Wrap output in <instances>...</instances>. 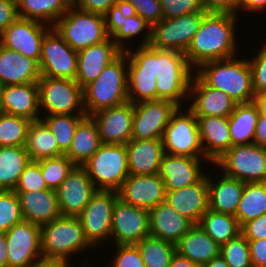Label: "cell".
Listing matches in <instances>:
<instances>
[{"instance_id":"cell-1","label":"cell","mask_w":266,"mask_h":267,"mask_svg":"<svg viewBox=\"0 0 266 267\" xmlns=\"http://www.w3.org/2000/svg\"><path fill=\"white\" fill-rule=\"evenodd\" d=\"M132 49L125 52L128 72L153 73L157 77V100H168L183 107V100L189 99L190 81L194 74L185 54L156 49L151 45Z\"/></svg>"},{"instance_id":"cell-2","label":"cell","mask_w":266,"mask_h":267,"mask_svg":"<svg viewBox=\"0 0 266 267\" xmlns=\"http://www.w3.org/2000/svg\"><path fill=\"white\" fill-rule=\"evenodd\" d=\"M236 20H239L236 14L217 12H209L203 18L185 52L187 62L194 71L206 62L236 56Z\"/></svg>"},{"instance_id":"cell-3","label":"cell","mask_w":266,"mask_h":267,"mask_svg":"<svg viewBox=\"0 0 266 267\" xmlns=\"http://www.w3.org/2000/svg\"><path fill=\"white\" fill-rule=\"evenodd\" d=\"M197 70V71H196ZM194 73L207 85L221 90L236 104L254 100L252 70L248 59L234 56L209 61L200 65Z\"/></svg>"},{"instance_id":"cell-4","label":"cell","mask_w":266,"mask_h":267,"mask_svg":"<svg viewBox=\"0 0 266 267\" xmlns=\"http://www.w3.org/2000/svg\"><path fill=\"white\" fill-rule=\"evenodd\" d=\"M128 101V60L122 52L97 79L83 88L86 116Z\"/></svg>"},{"instance_id":"cell-5","label":"cell","mask_w":266,"mask_h":267,"mask_svg":"<svg viewBox=\"0 0 266 267\" xmlns=\"http://www.w3.org/2000/svg\"><path fill=\"white\" fill-rule=\"evenodd\" d=\"M91 247L78 217L60 216L41 226L42 256L61 258L71 263L73 254Z\"/></svg>"},{"instance_id":"cell-6","label":"cell","mask_w":266,"mask_h":267,"mask_svg":"<svg viewBox=\"0 0 266 267\" xmlns=\"http://www.w3.org/2000/svg\"><path fill=\"white\" fill-rule=\"evenodd\" d=\"M52 27L76 52L109 38L104 15L81 10L73 4Z\"/></svg>"},{"instance_id":"cell-7","label":"cell","mask_w":266,"mask_h":267,"mask_svg":"<svg viewBox=\"0 0 266 267\" xmlns=\"http://www.w3.org/2000/svg\"><path fill=\"white\" fill-rule=\"evenodd\" d=\"M83 167L97 190L118 191L129 176L126 145L102 144Z\"/></svg>"},{"instance_id":"cell-8","label":"cell","mask_w":266,"mask_h":267,"mask_svg":"<svg viewBox=\"0 0 266 267\" xmlns=\"http://www.w3.org/2000/svg\"><path fill=\"white\" fill-rule=\"evenodd\" d=\"M39 106L41 113L48 115H86L83 89L71 79L40 77ZM44 111V112H42Z\"/></svg>"},{"instance_id":"cell-9","label":"cell","mask_w":266,"mask_h":267,"mask_svg":"<svg viewBox=\"0 0 266 267\" xmlns=\"http://www.w3.org/2000/svg\"><path fill=\"white\" fill-rule=\"evenodd\" d=\"M213 165L227 177L245 183H265L266 147L254 143L232 146Z\"/></svg>"},{"instance_id":"cell-10","label":"cell","mask_w":266,"mask_h":267,"mask_svg":"<svg viewBox=\"0 0 266 267\" xmlns=\"http://www.w3.org/2000/svg\"><path fill=\"white\" fill-rule=\"evenodd\" d=\"M178 107L173 113L162 137L166 154L205 158L200 142L198 121L187 107Z\"/></svg>"},{"instance_id":"cell-11","label":"cell","mask_w":266,"mask_h":267,"mask_svg":"<svg viewBox=\"0 0 266 267\" xmlns=\"http://www.w3.org/2000/svg\"><path fill=\"white\" fill-rule=\"evenodd\" d=\"M118 197V191L97 190L78 216L92 248L110 241L113 208Z\"/></svg>"},{"instance_id":"cell-12","label":"cell","mask_w":266,"mask_h":267,"mask_svg":"<svg viewBox=\"0 0 266 267\" xmlns=\"http://www.w3.org/2000/svg\"><path fill=\"white\" fill-rule=\"evenodd\" d=\"M209 12H195L177 18L162 19L151 29L150 45L156 49L185 54L192 38Z\"/></svg>"},{"instance_id":"cell-13","label":"cell","mask_w":266,"mask_h":267,"mask_svg":"<svg viewBox=\"0 0 266 267\" xmlns=\"http://www.w3.org/2000/svg\"><path fill=\"white\" fill-rule=\"evenodd\" d=\"M77 66V52L52 27L41 45V77L75 80Z\"/></svg>"},{"instance_id":"cell-14","label":"cell","mask_w":266,"mask_h":267,"mask_svg":"<svg viewBox=\"0 0 266 267\" xmlns=\"http://www.w3.org/2000/svg\"><path fill=\"white\" fill-rule=\"evenodd\" d=\"M150 235L149 210L135 207L117 198L112 214L111 244L136 245Z\"/></svg>"},{"instance_id":"cell-15","label":"cell","mask_w":266,"mask_h":267,"mask_svg":"<svg viewBox=\"0 0 266 267\" xmlns=\"http://www.w3.org/2000/svg\"><path fill=\"white\" fill-rule=\"evenodd\" d=\"M104 17L108 36L112 37L114 43L122 52L129 49L126 43L130 39L136 38L137 35L139 37L143 34V39L139 41L137 46L150 45L151 25L134 12L129 11L121 1L113 5Z\"/></svg>"},{"instance_id":"cell-16","label":"cell","mask_w":266,"mask_h":267,"mask_svg":"<svg viewBox=\"0 0 266 267\" xmlns=\"http://www.w3.org/2000/svg\"><path fill=\"white\" fill-rule=\"evenodd\" d=\"M178 107L171 101L160 99L134 104L131 140L162 139Z\"/></svg>"},{"instance_id":"cell-17","label":"cell","mask_w":266,"mask_h":267,"mask_svg":"<svg viewBox=\"0 0 266 267\" xmlns=\"http://www.w3.org/2000/svg\"><path fill=\"white\" fill-rule=\"evenodd\" d=\"M7 267H30L42 256L41 226L23 220L6 233Z\"/></svg>"},{"instance_id":"cell-18","label":"cell","mask_w":266,"mask_h":267,"mask_svg":"<svg viewBox=\"0 0 266 267\" xmlns=\"http://www.w3.org/2000/svg\"><path fill=\"white\" fill-rule=\"evenodd\" d=\"M51 28L43 22L18 17L1 33V45L39 62L43 38Z\"/></svg>"},{"instance_id":"cell-19","label":"cell","mask_w":266,"mask_h":267,"mask_svg":"<svg viewBox=\"0 0 266 267\" xmlns=\"http://www.w3.org/2000/svg\"><path fill=\"white\" fill-rule=\"evenodd\" d=\"M134 104L104 108L89 115L96 123L102 144H124L131 140Z\"/></svg>"},{"instance_id":"cell-20","label":"cell","mask_w":266,"mask_h":267,"mask_svg":"<svg viewBox=\"0 0 266 267\" xmlns=\"http://www.w3.org/2000/svg\"><path fill=\"white\" fill-rule=\"evenodd\" d=\"M97 191L83 166H74L56 190L61 216L78 217Z\"/></svg>"},{"instance_id":"cell-21","label":"cell","mask_w":266,"mask_h":267,"mask_svg":"<svg viewBox=\"0 0 266 267\" xmlns=\"http://www.w3.org/2000/svg\"><path fill=\"white\" fill-rule=\"evenodd\" d=\"M188 101L190 105L186 107L195 117H229L236 105L227 94L207 86L195 73L190 81Z\"/></svg>"},{"instance_id":"cell-22","label":"cell","mask_w":266,"mask_h":267,"mask_svg":"<svg viewBox=\"0 0 266 267\" xmlns=\"http://www.w3.org/2000/svg\"><path fill=\"white\" fill-rule=\"evenodd\" d=\"M165 185L159 174L129 175L118 190L119 198L135 207L151 210L165 201Z\"/></svg>"},{"instance_id":"cell-23","label":"cell","mask_w":266,"mask_h":267,"mask_svg":"<svg viewBox=\"0 0 266 267\" xmlns=\"http://www.w3.org/2000/svg\"><path fill=\"white\" fill-rule=\"evenodd\" d=\"M207 161L206 158L165 153L158 173L164 181L165 191L177 190L199 182L207 174L203 172L205 167H201L202 162L210 164Z\"/></svg>"},{"instance_id":"cell-24","label":"cell","mask_w":266,"mask_h":267,"mask_svg":"<svg viewBox=\"0 0 266 267\" xmlns=\"http://www.w3.org/2000/svg\"><path fill=\"white\" fill-rule=\"evenodd\" d=\"M122 51L109 37L102 43L92 45L77 52L76 82L83 89L99 77L106 66L114 61Z\"/></svg>"},{"instance_id":"cell-25","label":"cell","mask_w":266,"mask_h":267,"mask_svg":"<svg viewBox=\"0 0 266 267\" xmlns=\"http://www.w3.org/2000/svg\"><path fill=\"white\" fill-rule=\"evenodd\" d=\"M165 201L181 216L186 217L193 224H199L201 217L209 209L208 174L195 184L166 191Z\"/></svg>"},{"instance_id":"cell-26","label":"cell","mask_w":266,"mask_h":267,"mask_svg":"<svg viewBox=\"0 0 266 267\" xmlns=\"http://www.w3.org/2000/svg\"><path fill=\"white\" fill-rule=\"evenodd\" d=\"M0 112L22 117L30 121L39 120L42 114L39 106L38 84L27 83L3 86Z\"/></svg>"},{"instance_id":"cell-27","label":"cell","mask_w":266,"mask_h":267,"mask_svg":"<svg viewBox=\"0 0 266 267\" xmlns=\"http://www.w3.org/2000/svg\"><path fill=\"white\" fill-rule=\"evenodd\" d=\"M196 118L204 156L214 164L232 147L228 117Z\"/></svg>"},{"instance_id":"cell-28","label":"cell","mask_w":266,"mask_h":267,"mask_svg":"<svg viewBox=\"0 0 266 267\" xmlns=\"http://www.w3.org/2000/svg\"><path fill=\"white\" fill-rule=\"evenodd\" d=\"M15 193L18 196L25 221L42 226L61 216L55 190L44 189Z\"/></svg>"},{"instance_id":"cell-29","label":"cell","mask_w":266,"mask_h":267,"mask_svg":"<svg viewBox=\"0 0 266 267\" xmlns=\"http://www.w3.org/2000/svg\"><path fill=\"white\" fill-rule=\"evenodd\" d=\"M129 175H155L159 173L165 154L163 140L159 138L130 140L126 144Z\"/></svg>"},{"instance_id":"cell-30","label":"cell","mask_w":266,"mask_h":267,"mask_svg":"<svg viewBox=\"0 0 266 267\" xmlns=\"http://www.w3.org/2000/svg\"><path fill=\"white\" fill-rule=\"evenodd\" d=\"M39 62L0 45V83L2 86L37 83Z\"/></svg>"},{"instance_id":"cell-31","label":"cell","mask_w":266,"mask_h":267,"mask_svg":"<svg viewBox=\"0 0 266 267\" xmlns=\"http://www.w3.org/2000/svg\"><path fill=\"white\" fill-rule=\"evenodd\" d=\"M150 236L176 245L194 225L166 201L149 210Z\"/></svg>"},{"instance_id":"cell-32","label":"cell","mask_w":266,"mask_h":267,"mask_svg":"<svg viewBox=\"0 0 266 267\" xmlns=\"http://www.w3.org/2000/svg\"><path fill=\"white\" fill-rule=\"evenodd\" d=\"M208 174L209 209L218 213L235 216L245 182L222 175L213 180ZM216 181V182H215Z\"/></svg>"},{"instance_id":"cell-33","label":"cell","mask_w":266,"mask_h":267,"mask_svg":"<svg viewBox=\"0 0 266 267\" xmlns=\"http://www.w3.org/2000/svg\"><path fill=\"white\" fill-rule=\"evenodd\" d=\"M176 252L200 267L220 255L221 246L199 224H194L175 245Z\"/></svg>"},{"instance_id":"cell-34","label":"cell","mask_w":266,"mask_h":267,"mask_svg":"<svg viewBox=\"0 0 266 267\" xmlns=\"http://www.w3.org/2000/svg\"><path fill=\"white\" fill-rule=\"evenodd\" d=\"M101 145L96 123L90 116H86L77 125L70 148L65 155L75 166H84Z\"/></svg>"},{"instance_id":"cell-35","label":"cell","mask_w":266,"mask_h":267,"mask_svg":"<svg viewBox=\"0 0 266 267\" xmlns=\"http://www.w3.org/2000/svg\"><path fill=\"white\" fill-rule=\"evenodd\" d=\"M259 110L254 101L236 104L228 117L232 146L254 143Z\"/></svg>"},{"instance_id":"cell-36","label":"cell","mask_w":266,"mask_h":267,"mask_svg":"<svg viewBox=\"0 0 266 267\" xmlns=\"http://www.w3.org/2000/svg\"><path fill=\"white\" fill-rule=\"evenodd\" d=\"M24 147L31 161L64 155L54 135L41 119L29 123Z\"/></svg>"},{"instance_id":"cell-37","label":"cell","mask_w":266,"mask_h":267,"mask_svg":"<svg viewBox=\"0 0 266 267\" xmlns=\"http://www.w3.org/2000/svg\"><path fill=\"white\" fill-rule=\"evenodd\" d=\"M30 161L25 147L0 146V190L13 191Z\"/></svg>"},{"instance_id":"cell-38","label":"cell","mask_w":266,"mask_h":267,"mask_svg":"<svg viewBox=\"0 0 266 267\" xmlns=\"http://www.w3.org/2000/svg\"><path fill=\"white\" fill-rule=\"evenodd\" d=\"M72 5V0H17L18 16L53 26Z\"/></svg>"},{"instance_id":"cell-39","label":"cell","mask_w":266,"mask_h":267,"mask_svg":"<svg viewBox=\"0 0 266 267\" xmlns=\"http://www.w3.org/2000/svg\"><path fill=\"white\" fill-rule=\"evenodd\" d=\"M266 213V182L245 183L235 217L241 228Z\"/></svg>"},{"instance_id":"cell-40","label":"cell","mask_w":266,"mask_h":267,"mask_svg":"<svg viewBox=\"0 0 266 267\" xmlns=\"http://www.w3.org/2000/svg\"><path fill=\"white\" fill-rule=\"evenodd\" d=\"M201 228L220 246L241 234L235 216L208 209L199 222Z\"/></svg>"},{"instance_id":"cell-41","label":"cell","mask_w":266,"mask_h":267,"mask_svg":"<svg viewBox=\"0 0 266 267\" xmlns=\"http://www.w3.org/2000/svg\"><path fill=\"white\" fill-rule=\"evenodd\" d=\"M136 246L146 267H169L176 252L175 245L150 235L139 241Z\"/></svg>"},{"instance_id":"cell-42","label":"cell","mask_w":266,"mask_h":267,"mask_svg":"<svg viewBox=\"0 0 266 267\" xmlns=\"http://www.w3.org/2000/svg\"><path fill=\"white\" fill-rule=\"evenodd\" d=\"M86 115H48L41 116L40 119L47 125L50 132L57 140L59 149L65 154L70 148L77 125Z\"/></svg>"},{"instance_id":"cell-43","label":"cell","mask_w":266,"mask_h":267,"mask_svg":"<svg viewBox=\"0 0 266 267\" xmlns=\"http://www.w3.org/2000/svg\"><path fill=\"white\" fill-rule=\"evenodd\" d=\"M31 121L0 112V146H25Z\"/></svg>"},{"instance_id":"cell-44","label":"cell","mask_w":266,"mask_h":267,"mask_svg":"<svg viewBox=\"0 0 266 267\" xmlns=\"http://www.w3.org/2000/svg\"><path fill=\"white\" fill-rule=\"evenodd\" d=\"M157 77L149 72H128V101L133 104L157 100Z\"/></svg>"},{"instance_id":"cell-45","label":"cell","mask_w":266,"mask_h":267,"mask_svg":"<svg viewBox=\"0 0 266 267\" xmlns=\"http://www.w3.org/2000/svg\"><path fill=\"white\" fill-rule=\"evenodd\" d=\"M74 166L65 154L40 160L41 173L48 189L56 191Z\"/></svg>"},{"instance_id":"cell-46","label":"cell","mask_w":266,"mask_h":267,"mask_svg":"<svg viewBox=\"0 0 266 267\" xmlns=\"http://www.w3.org/2000/svg\"><path fill=\"white\" fill-rule=\"evenodd\" d=\"M220 254L229 267H252L249 243L242 233L222 244Z\"/></svg>"},{"instance_id":"cell-47","label":"cell","mask_w":266,"mask_h":267,"mask_svg":"<svg viewBox=\"0 0 266 267\" xmlns=\"http://www.w3.org/2000/svg\"><path fill=\"white\" fill-rule=\"evenodd\" d=\"M23 220L17 194L14 191L0 190V233H6Z\"/></svg>"},{"instance_id":"cell-48","label":"cell","mask_w":266,"mask_h":267,"mask_svg":"<svg viewBox=\"0 0 266 267\" xmlns=\"http://www.w3.org/2000/svg\"><path fill=\"white\" fill-rule=\"evenodd\" d=\"M48 189L41 173L40 161H30L19 177L14 192L39 191Z\"/></svg>"},{"instance_id":"cell-49","label":"cell","mask_w":266,"mask_h":267,"mask_svg":"<svg viewBox=\"0 0 266 267\" xmlns=\"http://www.w3.org/2000/svg\"><path fill=\"white\" fill-rule=\"evenodd\" d=\"M121 2L151 27L163 19L160 0H121Z\"/></svg>"},{"instance_id":"cell-50","label":"cell","mask_w":266,"mask_h":267,"mask_svg":"<svg viewBox=\"0 0 266 267\" xmlns=\"http://www.w3.org/2000/svg\"><path fill=\"white\" fill-rule=\"evenodd\" d=\"M163 19L177 18L184 14L207 12L201 0H160Z\"/></svg>"},{"instance_id":"cell-51","label":"cell","mask_w":266,"mask_h":267,"mask_svg":"<svg viewBox=\"0 0 266 267\" xmlns=\"http://www.w3.org/2000/svg\"><path fill=\"white\" fill-rule=\"evenodd\" d=\"M115 253L108 267H146L136 245H114ZM115 254V255H114Z\"/></svg>"},{"instance_id":"cell-52","label":"cell","mask_w":266,"mask_h":267,"mask_svg":"<svg viewBox=\"0 0 266 267\" xmlns=\"http://www.w3.org/2000/svg\"><path fill=\"white\" fill-rule=\"evenodd\" d=\"M254 58H248L252 70V87L255 95L266 93V43Z\"/></svg>"},{"instance_id":"cell-53","label":"cell","mask_w":266,"mask_h":267,"mask_svg":"<svg viewBox=\"0 0 266 267\" xmlns=\"http://www.w3.org/2000/svg\"><path fill=\"white\" fill-rule=\"evenodd\" d=\"M241 233L247 240H260L266 238V213L247 222L241 228Z\"/></svg>"},{"instance_id":"cell-54","label":"cell","mask_w":266,"mask_h":267,"mask_svg":"<svg viewBox=\"0 0 266 267\" xmlns=\"http://www.w3.org/2000/svg\"><path fill=\"white\" fill-rule=\"evenodd\" d=\"M121 0H72V4L77 8L101 15H105L107 11Z\"/></svg>"},{"instance_id":"cell-55","label":"cell","mask_w":266,"mask_h":267,"mask_svg":"<svg viewBox=\"0 0 266 267\" xmlns=\"http://www.w3.org/2000/svg\"><path fill=\"white\" fill-rule=\"evenodd\" d=\"M18 17L16 0H0V34Z\"/></svg>"},{"instance_id":"cell-56","label":"cell","mask_w":266,"mask_h":267,"mask_svg":"<svg viewBox=\"0 0 266 267\" xmlns=\"http://www.w3.org/2000/svg\"><path fill=\"white\" fill-rule=\"evenodd\" d=\"M252 267H266V238L248 240Z\"/></svg>"},{"instance_id":"cell-57","label":"cell","mask_w":266,"mask_h":267,"mask_svg":"<svg viewBox=\"0 0 266 267\" xmlns=\"http://www.w3.org/2000/svg\"><path fill=\"white\" fill-rule=\"evenodd\" d=\"M207 12L237 13L239 0H201Z\"/></svg>"},{"instance_id":"cell-58","label":"cell","mask_w":266,"mask_h":267,"mask_svg":"<svg viewBox=\"0 0 266 267\" xmlns=\"http://www.w3.org/2000/svg\"><path fill=\"white\" fill-rule=\"evenodd\" d=\"M30 267H73V264L61 258L40 256Z\"/></svg>"},{"instance_id":"cell-59","label":"cell","mask_w":266,"mask_h":267,"mask_svg":"<svg viewBox=\"0 0 266 267\" xmlns=\"http://www.w3.org/2000/svg\"><path fill=\"white\" fill-rule=\"evenodd\" d=\"M266 11V0H239L238 8H237V16H239L238 12L242 11H250V12H263Z\"/></svg>"},{"instance_id":"cell-60","label":"cell","mask_w":266,"mask_h":267,"mask_svg":"<svg viewBox=\"0 0 266 267\" xmlns=\"http://www.w3.org/2000/svg\"><path fill=\"white\" fill-rule=\"evenodd\" d=\"M254 144L266 147V117L262 115L257 120Z\"/></svg>"},{"instance_id":"cell-61","label":"cell","mask_w":266,"mask_h":267,"mask_svg":"<svg viewBox=\"0 0 266 267\" xmlns=\"http://www.w3.org/2000/svg\"><path fill=\"white\" fill-rule=\"evenodd\" d=\"M169 267H200L190 259L179 255L177 252L173 255Z\"/></svg>"},{"instance_id":"cell-62","label":"cell","mask_w":266,"mask_h":267,"mask_svg":"<svg viewBox=\"0 0 266 267\" xmlns=\"http://www.w3.org/2000/svg\"><path fill=\"white\" fill-rule=\"evenodd\" d=\"M0 267H7V240L5 233H0Z\"/></svg>"},{"instance_id":"cell-63","label":"cell","mask_w":266,"mask_h":267,"mask_svg":"<svg viewBox=\"0 0 266 267\" xmlns=\"http://www.w3.org/2000/svg\"><path fill=\"white\" fill-rule=\"evenodd\" d=\"M201 267H229L222 255H218Z\"/></svg>"},{"instance_id":"cell-64","label":"cell","mask_w":266,"mask_h":267,"mask_svg":"<svg viewBox=\"0 0 266 267\" xmlns=\"http://www.w3.org/2000/svg\"><path fill=\"white\" fill-rule=\"evenodd\" d=\"M254 103H266V93L255 95Z\"/></svg>"},{"instance_id":"cell-65","label":"cell","mask_w":266,"mask_h":267,"mask_svg":"<svg viewBox=\"0 0 266 267\" xmlns=\"http://www.w3.org/2000/svg\"><path fill=\"white\" fill-rule=\"evenodd\" d=\"M258 107L259 114L266 117V103H255Z\"/></svg>"},{"instance_id":"cell-66","label":"cell","mask_w":266,"mask_h":267,"mask_svg":"<svg viewBox=\"0 0 266 267\" xmlns=\"http://www.w3.org/2000/svg\"><path fill=\"white\" fill-rule=\"evenodd\" d=\"M2 84L0 83V99H1V91H2Z\"/></svg>"}]
</instances>
